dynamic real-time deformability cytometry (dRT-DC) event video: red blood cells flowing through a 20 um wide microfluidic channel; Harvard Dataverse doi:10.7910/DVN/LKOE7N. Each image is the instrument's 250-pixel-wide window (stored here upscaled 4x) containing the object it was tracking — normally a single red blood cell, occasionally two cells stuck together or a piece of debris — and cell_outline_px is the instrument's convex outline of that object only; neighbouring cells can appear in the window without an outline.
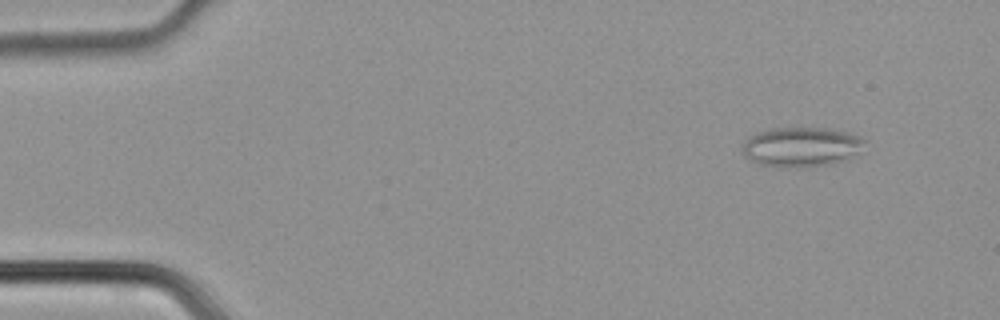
{"species": "common noctule bat (a hibernating species)", "species_latin": "Nyctalus noctula", "temperature_condition": "cold", "stored_images_in_passage": 46, "camera_frame_rate_fps": 3000, "um_per_image_px": 0.085, "animal": {"sex": "male", "body_mass_g": 21.5, "forearm_length_mm": 52.0}, "frame": {"image": 1, "passage_image": 4, "time_ms": 1.0, "image_size_px": [1000, 320], "cell_outline_px": [[868, 140], [856, 152], [832, 164], [804, 168], [800, 168], [764, 164], [752, 160], [744, 156], [740, 148], [744, 140], [748, 136], [756, 132], [772, 128], [828, 128], [848, 132], [860, 136]], "centroid_in_image_um": [68.07, 12.46], "position_along_channel_um": 16.9, "area_um2": 28.15}}
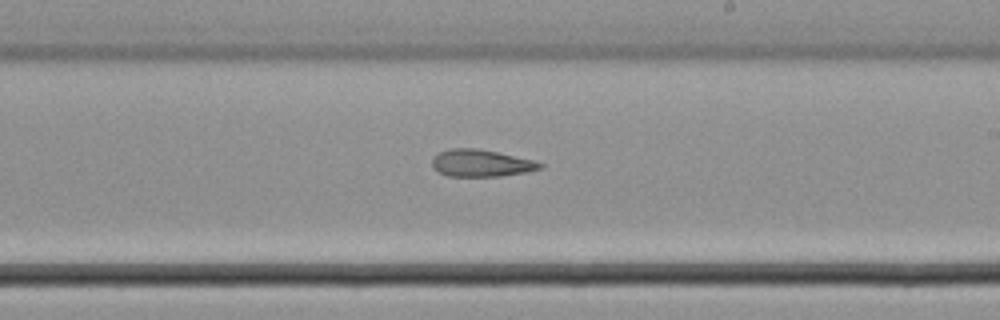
{"frame": {"image": 2, "passage_image": 27, "time_ms": 8.667, "image_size_px": [1000, 320], "cell_outline_px": [[544, 164], [540, 168], [528, 172], [500, 176], [448, 176], [440, 172], [432, 164], [432, 156], [440, 152], [452, 148], [476, 148], [496, 152], [532, 160]], "centroid_in_image_um": [40.88, 13.87], "position_along_channel_um": 248.1, "area_um2": 16.76}}
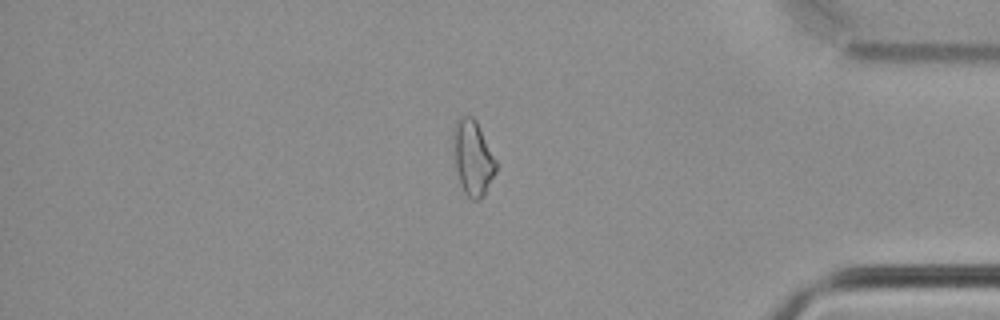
{"frame": {"image": 3, "passage_image": 39, "time_ms": 12.667, "image_size_px": [1000, 320], "cell_outline_px": [[496, 172], [480, 200], [472, 200], [464, 192], [460, 184], [456, 168], [452, 136], [452, 132], [460, 116], [472, 116], [476, 120], [496, 160]], "centroid_in_image_um": [40.18, 13.41], "position_along_channel_um": 395.0, "area_um2": 18.44}}